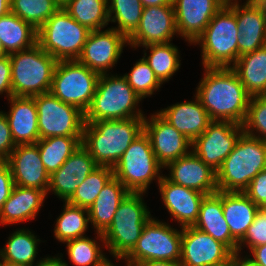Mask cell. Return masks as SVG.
I'll use <instances>...</instances> for the list:
<instances>
[{
  "mask_svg": "<svg viewBox=\"0 0 266 266\" xmlns=\"http://www.w3.org/2000/svg\"><path fill=\"white\" fill-rule=\"evenodd\" d=\"M196 96L211 120L243 125L251 96L231 67H203Z\"/></svg>",
  "mask_w": 266,
  "mask_h": 266,
  "instance_id": "6da1fadb",
  "label": "cell"
},
{
  "mask_svg": "<svg viewBox=\"0 0 266 266\" xmlns=\"http://www.w3.org/2000/svg\"><path fill=\"white\" fill-rule=\"evenodd\" d=\"M144 131V118L85 123L82 145L98 166L113 168L129 145Z\"/></svg>",
  "mask_w": 266,
  "mask_h": 266,
  "instance_id": "7a4b0ae2",
  "label": "cell"
},
{
  "mask_svg": "<svg viewBox=\"0 0 266 266\" xmlns=\"http://www.w3.org/2000/svg\"><path fill=\"white\" fill-rule=\"evenodd\" d=\"M264 169L266 141L243 132L216 172L218 190L244 192L252 179Z\"/></svg>",
  "mask_w": 266,
  "mask_h": 266,
  "instance_id": "3957f363",
  "label": "cell"
},
{
  "mask_svg": "<svg viewBox=\"0 0 266 266\" xmlns=\"http://www.w3.org/2000/svg\"><path fill=\"white\" fill-rule=\"evenodd\" d=\"M140 101H142L141 98L127 83L124 76L102 74L98 78L91 104L84 113L85 123L145 118L142 110L137 109Z\"/></svg>",
  "mask_w": 266,
  "mask_h": 266,
  "instance_id": "277c9868",
  "label": "cell"
},
{
  "mask_svg": "<svg viewBox=\"0 0 266 266\" xmlns=\"http://www.w3.org/2000/svg\"><path fill=\"white\" fill-rule=\"evenodd\" d=\"M236 3L224 5L193 45H200L203 67H232L238 59Z\"/></svg>",
  "mask_w": 266,
  "mask_h": 266,
  "instance_id": "5b68a950",
  "label": "cell"
},
{
  "mask_svg": "<svg viewBox=\"0 0 266 266\" xmlns=\"http://www.w3.org/2000/svg\"><path fill=\"white\" fill-rule=\"evenodd\" d=\"M143 194L130 192L118 206L111 225L102 234L106 250L118 261L134 248L144 225L153 217Z\"/></svg>",
  "mask_w": 266,
  "mask_h": 266,
  "instance_id": "8992f818",
  "label": "cell"
},
{
  "mask_svg": "<svg viewBox=\"0 0 266 266\" xmlns=\"http://www.w3.org/2000/svg\"><path fill=\"white\" fill-rule=\"evenodd\" d=\"M12 96L32 97L50 92L57 60L37 43L9 54Z\"/></svg>",
  "mask_w": 266,
  "mask_h": 266,
  "instance_id": "52a82bcc",
  "label": "cell"
},
{
  "mask_svg": "<svg viewBox=\"0 0 266 266\" xmlns=\"http://www.w3.org/2000/svg\"><path fill=\"white\" fill-rule=\"evenodd\" d=\"M164 168L156 159L148 135L143 131L113 167V175L129 192L146 193L152 180L159 183Z\"/></svg>",
  "mask_w": 266,
  "mask_h": 266,
  "instance_id": "ba28073f",
  "label": "cell"
},
{
  "mask_svg": "<svg viewBox=\"0 0 266 266\" xmlns=\"http://www.w3.org/2000/svg\"><path fill=\"white\" fill-rule=\"evenodd\" d=\"M37 43L57 61L77 60L91 32L59 8L38 30Z\"/></svg>",
  "mask_w": 266,
  "mask_h": 266,
  "instance_id": "9c48e42d",
  "label": "cell"
},
{
  "mask_svg": "<svg viewBox=\"0 0 266 266\" xmlns=\"http://www.w3.org/2000/svg\"><path fill=\"white\" fill-rule=\"evenodd\" d=\"M181 230L171 227L166 222L151 218L141 232L134 248L122 259L127 266H137L147 261L180 262Z\"/></svg>",
  "mask_w": 266,
  "mask_h": 266,
  "instance_id": "30bf717a",
  "label": "cell"
},
{
  "mask_svg": "<svg viewBox=\"0 0 266 266\" xmlns=\"http://www.w3.org/2000/svg\"><path fill=\"white\" fill-rule=\"evenodd\" d=\"M99 76L78 60L58 61L50 92L85 113L95 94Z\"/></svg>",
  "mask_w": 266,
  "mask_h": 266,
  "instance_id": "8fae6325",
  "label": "cell"
},
{
  "mask_svg": "<svg viewBox=\"0 0 266 266\" xmlns=\"http://www.w3.org/2000/svg\"><path fill=\"white\" fill-rule=\"evenodd\" d=\"M37 106L40 139L54 136L83 137L84 112L64 103L51 92L32 96Z\"/></svg>",
  "mask_w": 266,
  "mask_h": 266,
  "instance_id": "7c38bea8",
  "label": "cell"
},
{
  "mask_svg": "<svg viewBox=\"0 0 266 266\" xmlns=\"http://www.w3.org/2000/svg\"><path fill=\"white\" fill-rule=\"evenodd\" d=\"M243 132L242 125L212 120L207 129L192 142L191 151L217 172Z\"/></svg>",
  "mask_w": 266,
  "mask_h": 266,
  "instance_id": "4fadbf2b",
  "label": "cell"
},
{
  "mask_svg": "<svg viewBox=\"0 0 266 266\" xmlns=\"http://www.w3.org/2000/svg\"><path fill=\"white\" fill-rule=\"evenodd\" d=\"M127 44L128 38L115 28L94 30L89 33L77 60L99 75L108 74Z\"/></svg>",
  "mask_w": 266,
  "mask_h": 266,
  "instance_id": "5bb4252c",
  "label": "cell"
},
{
  "mask_svg": "<svg viewBox=\"0 0 266 266\" xmlns=\"http://www.w3.org/2000/svg\"><path fill=\"white\" fill-rule=\"evenodd\" d=\"M234 255L225 244L194 226L182 228L181 266H214Z\"/></svg>",
  "mask_w": 266,
  "mask_h": 266,
  "instance_id": "9a60e30c",
  "label": "cell"
},
{
  "mask_svg": "<svg viewBox=\"0 0 266 266\" xmlns=\"http://www.w3.org/2000/svg\"><path fill=\"white\" fill-rule=\"evenodd\" d=\"M150 116V119L147 116L144 118V132L150 139L157 161L163 167L191 152L192 142L187 137L176 130L158 112Z\"/></svg>",
  "mask_w": 266,
  "mask_h": 266,
  "instance_id": "2e32d148",
  "label": "cell"
},
{
  "mask_svg": "<svg viewBox=\"0 0 266 266\" xmlns=\"http://www.w3.org/2000/svg\"><path fill=\"white\" fill-rule=\"evenodd\" d=\"M178 35L173 5L149 6L143 9L139 26L128 38L133 48L170 43Z\"/></svg>",
  "mask_w": 266,
  "mask_h": 266,
  "instance_id": "e0dca14e",
  "label": "cell"
},
{
  "mask_svg": "<svg viewBox=\"0 0 266 266\" xmlns=\"http://www.w3.org/2000/svg\"><path fill=\"white\" fill-rule=\"evenodd\" d=\"M97 167L89 151L81 144L64 164L50 175L47 194L52 191V194L67 202L77 187Z\"/></svg>",
  "mask_w": 266,
  "mask_h": 266,
  "instance_id": "ac0fdd59",
  "label": "cell"
},
{
  "mask_svg": "<svg viewBox=\"0 0 266 266\" xmlns=\"http://www.w3.org/2000/svg\"><path fill=\"white\" fill-rule=\"evenodd\" d=\"M5 161L10 166L15 185L37 188L47 194L50 175L36 144H18Z\"/></svg>",
  "mask_w": 266,
  "mask_h": 266,
  "instance_id": "d6986e66",
  "label": "cell"
},
{
  "mask_svg": "<svg viewBox=\"0 0 266 266\" xmlns=\"http://www.w3.org/2000/svg\"><path fill=\"white\" fill-rule=\"evenodd\" d=\"M178 35L193 44L224 6L220 0H172Z\"/></svg>",
  "mask_w": 266,
  "mask_h": 266,
  "instance_id": "ffe728a7",
  "label": "cell"
},
{
  "mask_svg": "<svg viewBox=\"0 0 266 266\" xmlns=\"http://www.w3.org/2000/svg\"><path fill=\"white\" fill-rule=\"evenodd\" d=\"M164 168L170 170L166 178L180 186L210 195L218 191L216 171L206 165L192 151L177 160L169 162Z\"/></svg>",
  "mask_w": 266,
  "mask_h": 266,
  "instance_id": "44dd1931",
  "label": "cell"
},
{
  "mask_svg": "<svg viewBox=\"0 0 266 266\" xmlns=\"http://www.w3.org/2000/svg\"><path fill=\"white\" fill-rule=\"evenodd\" d=\"M158 187L164 206L175 221H178L179 226H194L206 194L172 183L165 175L162 176Z\"/></svg>",
  "mask_w": 266,
  "mask_h": 266,
  "instance_id": "7402d4cb",
  "label": "cell"
},
{
  "mask_svg": "<svg viewBox=\"0 0 266 266\" xmlns=\"http://www.w3.org/2000/svg\"><path fill=\"white\" fill-rule=\"evenodd\" d=\"M241 5V6H240ZM238 58L266 46V1L236 3Z\"/></svg>",
  "mask_w": 266,
  "mask_h": 266,
  "instance_id": "603a6c76",
  "label": "cell"
},
{
  "mask_svg": "<svg viewBox=\"0 0 266 266\" xmlns=\"http://www.w3.org/2000/svg\"><path fill=\"white\" fill-rule=\"evenodd\" d=\"M8 120L13 141L18 144H36L40 140L38 112L33 97L11 96ZM7 113V114H6Z\"/></svg>",
  "mask_w": 266,
  "mask_h": 266,
  "instance_id": "cb8c5ba5",
  "label": "cell"
},
{
  "mask_svg": "<svg viewBox=\"0 0 266 266\" xmlns=\"http://www.w3.org/2000/svg\"><path fill=\"white\" fill-rule=\"evenodd\" d=\"M194 96L192 101L178 102L157 111L191 142L200 136L212 121L199 98Z\"/></svg>",
  "mask_w": 266,
  "mask_h": 266,
  "instance_id": "d4e9b609",
  "label": "cell"
},
{
  "mask_svg": "<svg viewBox=\"0 0 266 266\" xmlns=\"http://www.w3.org/2000/svg\"><path fill=\"white\" fill-rule=\"evenodd\" d=\"M194 227L225 244L237 255L238 242L231 236L222 207V191L206 195L200 205L199 216Z\"/></svg>",
  "mask_w": 266,
  "mask_h": 266,
  "instance_id": "484cf974",
  "label": "cell"
},
{
  "mask_svg": "<svg viewBox=\"0 0 266 266\" xmlns=\"http://www.w3.org/2000/svg\"><path fill=\"white\" fill-rule=\"evenodd\" d=\"M46 195L44 191L37 188L15 185L0 211V224L12 225L35 219Z\"/></svg>",
  "mask_w": 266,
  "mask_h": 266,
  "instance_id": "4316f807",
  "label": "cell"
},
{
  "mask_svg": "<svg viewBox=\"0 0 266 266\" xmlns=\"http://www.w3.org/2000/svg\"><path fill=\"white\" fill-rule=\"evenodd\" d=\"M129 193L126 187L113 176L88 209L89 221L96 229L95 233L98 234L95 238H99L98 241H101L103 246L105 243L102 234L111 225L118 206Z\"/></svg>",
  "mask_w": 266,
  "mask_h": 266,
  "instance_id": "83f0119b",
  "label": "cell"
},
{
  "mask_svg": "<svg viewBox=\"0 0 266 266\" xmlns=\"http://www.w3.org/2000/svg\"><path fill=\"white\" fill-rule=\"evenodd\" d=\"M224 218L231 236L239 243L253 223L259 207L244 192L222 191Z\"/></svg>",
  "mask_w": 266,
  "mask_h": 266,
  "instance_id": "f1b7e54d",
  "label": "cell"
},
{
  "mask_svg": "<svg viewBox=\"0 0 266 266\" xmlns=\"http://www.w3.org/2000/svg\"><path fill=\"white\" fill-rule=\"evenodd\" d=\"M231 68L251 97L266 95V46L241 55Z\"/></svg>",
  "mask_w": 266,
  "mask_h": 266,
  "instance_id": "f546056e",
  "label": "cell"
},
{
  "mask_svg": "<svg viewBox=\"0 0 266 266\" xmlns=\"http://www.w3.org/2000/svg\"><path fill=\"white\" fill-rule=\"evenodd\" d=\"M37 30L11 11L0 16V41L5 52H19L37 44Z\"/></svg>",
  "mask_w": 266,
  "mask_h": 266,
  "instance_id": "4dcf8cb0",
  "label": "cell"
},
{
  "mask_svg": "<svg viewBox=\"0 0 266 266\" xmlns=\"http://www.w3.org/2000/svg\"><path fill=\"white\" fill-rule=\"evenodd\" d=\"M39 242L41 240L28 228L16 229L0 249V257L9 264L35 266Z\"/></svg>",
  "mask_w": 266,
  "mask_h": 266,
  "instance_id": "1f68e13d",
  "label": "cell"
},
{
  "mask_svg": "<svg viewBox=\"0 0 266 266\" xmlns=\"http://www.w3.org/2000/svg\"><path fill=\"white\" fill-rule=\"evenodd\" d=\"M83 137L54 136L40 139L36 145L43 165L51 175L57 171L71 154L82 144Z\"/></svg>",
  "mask_w": 266,
  "mask_h": 266,
  "instance_id": "d6a6232c",
  "label": "cell"
},
{
  "mask_svg": "<svg viewBox=\"0 0 266 266\" xmlns=\"http://www.w3.org/2000/svg\"><path fill=\"white\" fill-rule=\"evenodd\" d=\"M64 9L90 31L103 29L109 23L108 0H68Z\"/></svg>",
  "mask_w": 266,
  "mask_h": 266,
  "instance_id": "836d02e7",
  "label": "cell"
},
{
  "mask_svg": "<svg viewBox=\"0 0 266 266\" xmlns=\"http://www.w3.org/2000/svg\"><path fill=\"white\" fill-rule=\"evenodd\" d=\"M150 50L149 56L144 50V60L149 64L155 76L163 84L177 72L181 66L178 47L170 43L144 46Z\"/></svg>",
  "mask_w": 266,
  "mask_h": 266,
  "instance_id": "e575fe53",
  "label": "cell"
},
{
  "mask_svg": "<svg viewBox=\"0 0 266 266\" xmlns=\"http://www.w3.org/2000/svg\"><path fill=\"white\" fill-rule=\"evenodd\" d=\"M62 211L54 226L55 238L64 244L68 240L85 237L90 223L88 209L65 202Z\"/></svg>",
  "mask_w": 266,
  "mask_h": 266,
  "instance_id": "d590c367",
  "label": "cell"
},
{
  "mask_svg": "<svg viewBox=\"0 0 266 266\" xmlns=\"http://www.w3.org/2000/svg\"><path fill=\"white\" fill-rule=\"evenodd\" d=\"M143 9L140 0H108L109 22H117L112 28L129 38L139 26Z\"/></svg>",
  "mask_w": 266,
  "mask_h": 266,
  "instance_id": "8d00e7d4",
  "label": "cell"
},
{
  "mask_svg": "<svg viewBox=\"0 0 266 266\" xmlns=\"http://www.w3.org/2000/svg\"><path fill=\"white\" fill-rule=\"evenodd\" d=\"M113 176V168L98 166L77 187V190L67 202L74 206L89 209L103 187Z\"/></svg>",
  "mask_w": 266,
  "mask_h": 266,
  "instance_id": "74e56055",
  "label": "cell"
},
{
  "mask_svg": "<svg viewBox=\"0 0 266 266\" xmlns=\"http://www.w3.org/2000/svg\"><path fill=\"white\" fill-rule=\"evenodd\" d=\"M70 262L75 266H106L110 260L105 257L97 240L81 237L66 242Z\"/></svg>",
  "mask_w": 266,
  "mask_h": 266,
  "instance_id": "f35d334b",
  "label": "cell"
},
{
  "mask_svg": "<svg viewBox=\"0 0 266 266\" xmlns=\"http://www.w3.org/2000/svg\"><path fill=\"white\" fill-rule=\"evenodd\" d=\"M59 8L52 0H11V12L36 30Z\"/></svg>",
  "mask_w": 266,
  "mask_h": 266,
  "instance_id": "ab89813d",
  "label": "cell"
},
{
  "mask_svg": "<svg viewBox=\"0 0 266 266\" xmlns=\"http://www.w3.org/2000/svg\"><path fill=\"white\" fill-rule=\"evenodd\" d=\"M123 76L141 100L151 97L162 86L143 57L134 64L130 73H125Z\"/></svg>",
  "mask_w": 266,
  "mask_h": 266,
  "instance_id": "60d3db41",
  "label": "cell"
},
{
  "mask_svg": "<svg viewBox=\"0 0 266 266\" xmlns=\"http://www.w3.org/2000/svg\"><path fill=\"white\" fill-rule=\"evenodd\" d=\"M242 126L247 135L266 141V95L250 98L246 119Z\"/></svg>",
  "mask_w": 266,
  "mask_h": 266,
  "instance_id": "b9f144b4",
  "label": "cell"
},
{
  "mask_svg": "<svg viewBox=\"0 0 266 266\" xmlns=\"http://www.w3.org/2000/svg\"><path fill=\"white\" fill-rule=\"evenodd\" d=\"M266 243V211L259 209L253 223L247 230L244 238L238 243L237 256L241 257L242 247H247L249 251Z\"/></svg>",
  "mask_w": 266,
  "mask_h": 266,
  "instance_id": "7bdbcfd3",
  "label": "cell"
},
{
  "mask_svg": "<svg viewBox=\"0 0 266 266\" xmlns=\"http://www.w3.org/2000/svg\"><path fill=\"white\" fill-rule=\"evenodd\" d=\"M244 193L259 207L266 200V169L260 171Z\"/></svg>",
  "mask_w": 266,
  "mask_h": 266,
  "instance_id": "ee69618b",
  "label": "cell"
},
{
  "mask_svg": "<svg viewBox=\"0 0 266 266\" xmlns=\"http://www.w3.org/2000/svg\"><path fill=\"white\" fill-rule=\"evenodd\" d=\"M16 146L5 113L0 111V161H5Z\"/></svg>",
  "mask_w": 266,
  "mask_h": 266,
  "instance_id": "f6af8a7d",
  "label": "cell"
},
{
  "mask_svg": "<svg viewBox=\"0 0 266 266\" xmlns=\"http://www.w3.org/2000/svg\"><path fill=\"white\" fill-rule=\"evenodd\" d=\"M15 184L9 164L6 161H0V211L3 204L11 195Z\"/></svg>",
  "mask_w": 266,
  "mask_h": 266,
  "instance_id": "bcb514c9",
  "label": "cell"
},
{
  "mask_svg": "<svg viewBox=\"0 0 266 266\" xmlns=\"http://www.w3.org/2000/svg\"><path fill=\"white\" fill-rule=\"evenodd\" d=\"M6 93V98L12 96L11 61L10 56L0 58V95Z\"/></svg>",
  "mask_w": 266,
  "mask_h": 266,
  "instance_id": "7dc6e473",
  "label": "cell"
},
{
  "mask_svg": "<svg viewBox=\"0 0 266 266\" xmlns=\"http://www.w3.org/2000/svg\"><path fill=\"white\" fill-rule=\"evenodd\" d=\"M250 252L251 254L244 256V260L251 266H266V243L252 248Z\"/></svg>",
  "mask_w": 266,
  "mask_h": 266,
  "instance_id": "c3c4849f",
  "label": "cell"
},
{
  "mask_svg": "<svg viewBox=\"0 0 266 266\" xmlns=\"http://www.w3.org/2000/svg\"><path fill=\"white\" fill-rule=\"evenodd\" d=\"M58 257V255L55 257H46L42 258L41 260L37 261V264L35 266H69L68 263L62 258Z\"/></svg>",
  "mask_w": 266,
  "mask_h": 266,
  "instance_id": "681fc988",
  "label": "cell"
},
{
  "mask_svg": "<svg viewBox=\"0 0 266 266\" xmlns=\"http://www.w3.org/2000/svg\"><path fill=\"white\" fill-rule=\"evenodd\" d=\"M137 266H181V264L179 262L157 260V261L142 262Z\"/></svg>",
  "mask_w": 266,
  "mask_h": 266,
  "instance_id": "f907efd6",
  "label": "cell"
},
{
  "mask_svg": "<svg viewBox=\"0 0 266 266\" xmlns=\"http://www.w3.org/2000/svg\"><path fill=\"white\" fill-rule=\"evenodd\" d=\"M140 1L144 6V8L149 6L173 5L172 0H140Z\"/></svg>",
  "mask_w": 266,
  "mask_h": 266,
  "instance_id": "816d5d0a",
  "label": "cell"
},
{
  "mask_svg": "<svg viewBox=\"0 0 266 266\" xmlns=\"http://www.w3.org/2000/svg\"><path fill=\"white\" fill-rule=\"evenodd\" d=\"M11 11V0H0V16L6 15Z\"/></svg>",
  "mask_w": 266,
  "mask_h": 266,
  "instance_id": "f5cc1de1",
  "label": "cell"
},
{
  "mask_svg": "<svg viewBox=\"0 0 266 266\" xmlns=\"http://www.w3.org/2000/svg\"><path fill=\"white\" fill-rule=\"evenodd\" d=\"M234 266H251L246 260L243 259V255L238 257L234 255Z\"/></svg>",
  "mask_w": 266,
  "mask_h": 266,
  "instance_id": "db71d44e",
  "label": "cell"
},
{
  "mask_svg": "<svg viewBox=\"0 0 266 266\" xmlns=\"http://www.w3.org/2000/svg\"><path fill=\"white\" fill-rule=\"evenodd\" d=\"M222 2L223 5H231V4H235V3H239L238 0H220ZM264 0H246V3H257V2H261Z\"/></svg>",
  "mask_w": 266,
  "mask_h": 266,
  "instance_id": "11a10c76",
  "label": "cell"
},
{
  "mask_svg": "<svg viewBox=\"0 0 266 266\" xmlns=\"http://www.w3.org/2000/svg\"><path fill=\"white\" fill-rule=\"evenodd\" d=\"M56 5L60 8H64L68 2V0H52Z\"/></svg>",
  "mask_w": 266,
  "mask_h": 266,
  "instance_id": "9f6ffc18",
  "label": "cell"
},
{
  "mask_svg": "<svg viewBox=\"0 0 266 266\" xmlns=\"http://www.w3.org/2000/svg\"><path fill=\"white\" fill-rule=\"evenodd\" d=\"M214 266H234V256L229 261Z\"/></svg>",
  "mask_w": 266,
  "mask_h": 266,
  "instance_id": "6f0895ef",
  "label": "cell"
},
{
  "mask_svg": "<svg viewBox=\"0 0 266 266\" xmlns=\"http://www.w3.org/2000/svg\"><path fill=\"white\" fill-rule=\"evenodd\" d=\"M6 55H8V54L5 52V50H4L3 46H2V43L0 41V58L4 57Z\"/></svg>",
  "mask_w": 266,
  "mask_h": 266,
  "instance_id": "680465c9",
  "label": "cell"
},
{
  "mask_svg": "<svg viewBox=\"0 0 266 266\" xmlns=\"http://www.w3.org/2000/svg\"><path fill=\"white\" fill-rule=\"evenodd\" d=\"M259 209L266 211V200L259 206Z\"/></svg>",
  "mask_w": 266,
  "mask_h": 266,
  "instance_id": "91938a15",
  "label": "cell"
},
{
  "mask_svg": "<svg viewBox=\"0 0 266 266\" xmlns=\"http://www.w3.org/2000/svg\"><path fill=\"white\" fill-rule=\"evenodd\" d=\"M5 266H27V265H19V264H9V263H6Z\"/></svg>",
  "mask_w": 266,
  "mask_h": 266,
  "instance_id": "94428289",
  "label": "cell"
},
{
  "mask_svg": "<svg viewBox=\"0 0 266 266\" xmlns=\"http://www.w3.org/2000/svg\"><path fill=\"white\" fill-rule=\"evenodd\" d=\"M5 264H6V262L3 261V260L1 259V257H0V266H5Z\"/></svg>",
  "mask_w": 266,
  "mask_h": 266,
  "instance_id": "6125c7cd",
  "label": "cell"
},
{
  "mask_svg": "<svg viewBox=\"0 0 266 266\" xmlns=\"http://www.w3.org/2000/svg\"><path fill=\"white\" fill-rule=\"evenodd\" d=\"M106 266H117L114 263H112L111 261L106 265Z\"/></svg>",
  "mask_w": 266,
  "mask_h": 266,
  "instance_id": "be15d7a7",
  "label": "cell"
}]
</instances>
